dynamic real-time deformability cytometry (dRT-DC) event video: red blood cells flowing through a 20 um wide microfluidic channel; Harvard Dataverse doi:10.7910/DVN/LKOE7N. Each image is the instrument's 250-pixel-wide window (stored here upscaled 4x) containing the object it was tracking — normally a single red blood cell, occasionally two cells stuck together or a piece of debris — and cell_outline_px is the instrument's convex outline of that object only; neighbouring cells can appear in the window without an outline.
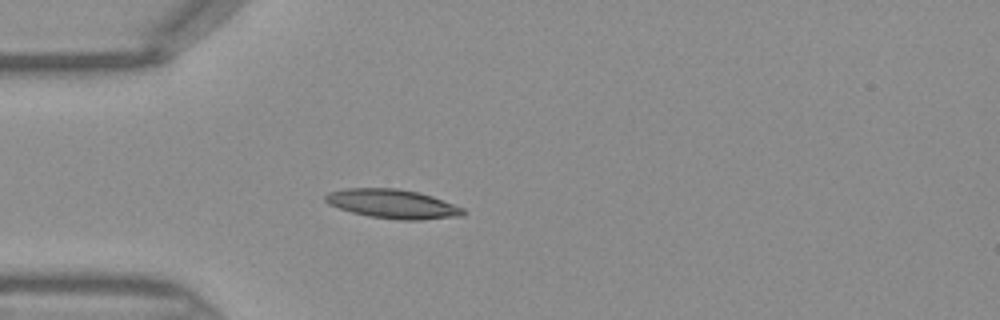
{"species": "Egyptian fruit bat (a non-hibernating species)", "species_latin": "Rousettus aegyptiacus", "temperature_condition": "warm", "stored_images_in_passage": 34, "camera_frame_rate_fps": 3000, "um_per_image_px": 0.085, "frame": {"image": 1, "passage_image": 1, "time_ms": 0.0, "image_size_px": [1000, 320], "cell_outline_px": [[468, 212], [464, 216], [420, 220], [400, 220], [368, 216], [352, 212], [328, 204], [324, 200], [324, 196], [328, 192], [344, 188], [396, 188], [416, 192], [432, 196], [464, 208]], "centroid_in_image_um": [33.39, 17.33], "position_along_channel_um": 51.6, "area_um2": 23.47}}
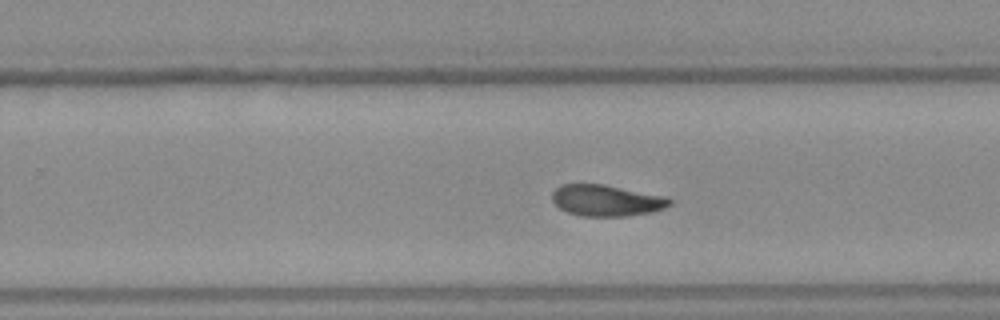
{"frame": {"image": 2, "passage_image": 17, "time_ms": 5.333, "image_size_px": [1000, 320], "cell_outline_px": [[672, 204], [664, 208], [648, 212], [628, 216], [580, 216], [568, 212], [560, 208], [552, 200], [552, 192], [560, 184], [604, 184], [668, 196], [672, 200]], "centroid_in_image_um": [51.56, 17.03], "position_along_channel_um": 278.2, "area_um2": 21.56}}
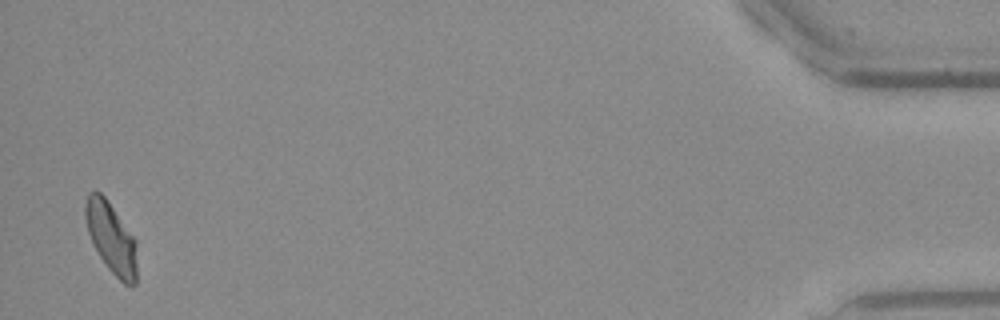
{"frame": {"image": 3, "passage_image": 33, "time_ms": 10.667, "image_size_px": [1000, 320], "cell_outline_px": [[136, 284], [132, 288], [124, 284], [108, 268], [100, 256], [88, 232], [84, 216], [84, 204], [88, 192], [100, 192], [104, 196], [136, 240]], "centroid_in_image_um": [9.45, 20.23], "position_along_channel_um": 425.7, "area_um2": 21.1}}